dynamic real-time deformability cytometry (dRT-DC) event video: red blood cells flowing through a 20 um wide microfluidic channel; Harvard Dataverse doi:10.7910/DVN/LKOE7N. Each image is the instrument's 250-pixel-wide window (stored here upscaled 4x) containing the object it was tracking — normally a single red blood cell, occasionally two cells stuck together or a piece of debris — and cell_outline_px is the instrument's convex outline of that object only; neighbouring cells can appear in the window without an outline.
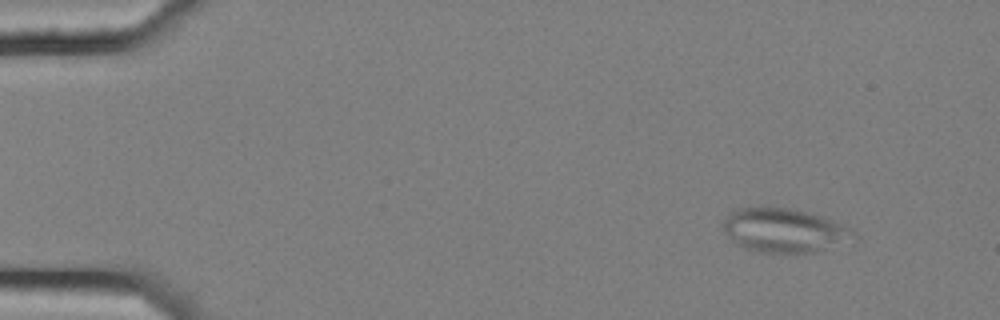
{"species": "common noctule bat (a hibernating species)", "species_latin": "Nyctalus noctula", "temperature_condition": "cold", "stored_images_in_passage": 3, "camera_frame_rate_fps": 3000, "um_per_image_px": 0.085, "animal": {"sex": "female", "body_mass_g": 25.1}, "frame": {"image": 1, "passage_image": 1, "time_ms": 0.0, "image_size_px": [1000, 320], "cell_outline_px": [[860, 240], [812, 252], [760, 252], [744, 248], [736, 244], [724, 228], [724, 220], [732, 212], [740, 208], [760, 204], [792, 208], [808, 212], [832, 220], [852, 228], [860, 236]], "centroid_in_image_um": [66.75, 19.55], "position_along_channel_um": 18.2, "area_um2": 34.04}}
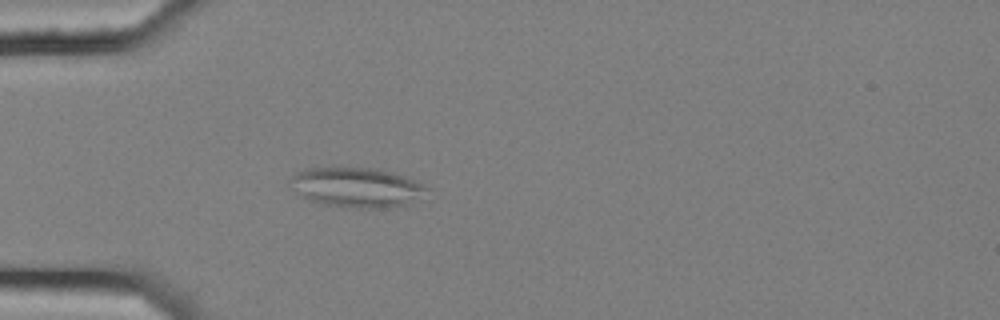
{"frame": {"image": 2, "passage_image": 3, "time_ms": 0.667, "image_size_px": [1000, 320], "cell_outline_px": [[432, 188], [428, 200], [388, 208], [356, 208], [324, 204], [312, 200], [296, 192], [288, 180], [296, 172], [304, 168], [372, 168], [392, 172], [404, 176]], "centroid_in_image_um": [30.47, 15.94], "position_along_channel_um": 54.5, "area_um2": 32.19}}